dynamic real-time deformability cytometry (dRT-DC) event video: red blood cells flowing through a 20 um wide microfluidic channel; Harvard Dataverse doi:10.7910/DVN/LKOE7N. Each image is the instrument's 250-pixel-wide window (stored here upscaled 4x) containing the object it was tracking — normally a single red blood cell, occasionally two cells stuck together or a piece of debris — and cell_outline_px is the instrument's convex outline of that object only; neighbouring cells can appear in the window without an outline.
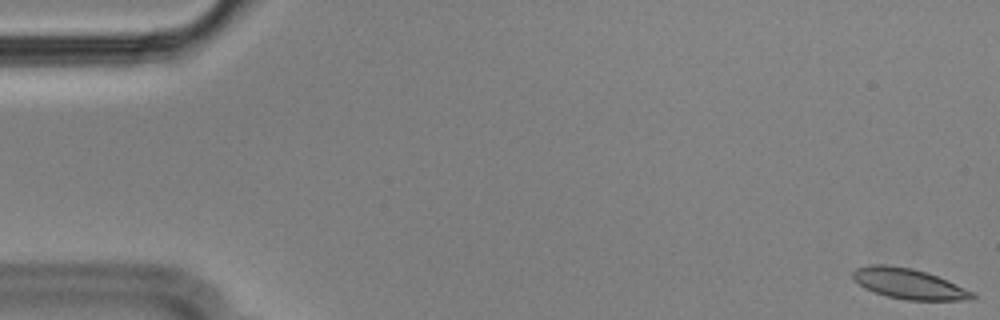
{"species": "Egyptian fruit bat (a non-hibernating species)", "species_latin": "Rousettus aegyptiacus", "temperature_condition": "cold", "stored_images_in_passage": 53, "camera_frame_rate_fps": 3000, "um_per_image_px": 0.085, "animal": {"sex": "male"}, "frame": {"image": 1, "passage_image": 1, "time_ms": 0.0, "image_size_px": [1000, 320], "cell_outline_px": [[976, 296], [972, 300], [908, 300], [884, 296], [864, 288], [852, 276], [852, 272], [856, 268], [868, 264], [884, 264], [912, 268], [936, 276], [972, 292]], "centroid_in_image_um": [77.19, 24.12], "position_along_channel_um": 7.8, "area_um2": 20.92}}
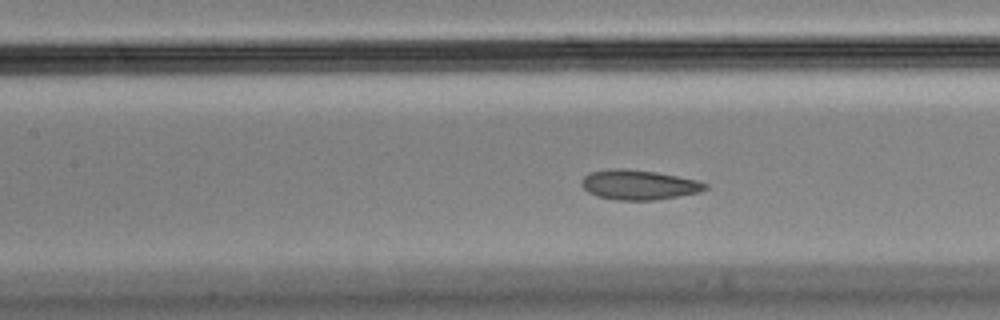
{"frame": {"image": 2, "passage_image": 25, "time_ms": 8.0, "image_size_px": [1000, 320], "cell_outline_px": [[708, 188], [700, 192], [656, 200], [620, 200], [600, 196], [588, 192], [580, 184], [580, 180], [584, 176], [592, 172], [616, 168], [624, 168], [656, 172], [696, 180], [708, 184]], "centroid_in_image_um": [54.31, 15.71], "position_along_channel_um": 153.1, "area_um2": 21.27}}
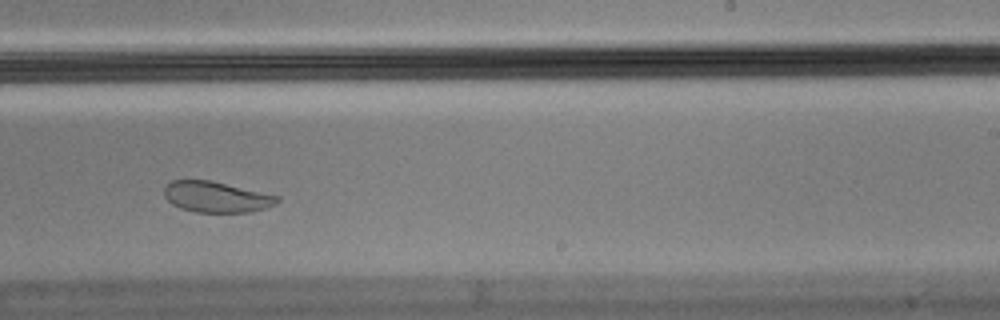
{"frame": {"image": 3, "passage_image": 35, "time_ms": 11.333, "image_size_px": [1000, 320], "cell_outline_px": [[280, 200], [276, 204], [252, 212], [196, 212], [180, 208], [172, 204], [164, 196], [164, 188], [172, 180], [212, 180], [280, 196]], "centroid_in_image_um": [18.4, 16.73], "position_along_channel_um": 270.6, "area_um2": 20.4}}